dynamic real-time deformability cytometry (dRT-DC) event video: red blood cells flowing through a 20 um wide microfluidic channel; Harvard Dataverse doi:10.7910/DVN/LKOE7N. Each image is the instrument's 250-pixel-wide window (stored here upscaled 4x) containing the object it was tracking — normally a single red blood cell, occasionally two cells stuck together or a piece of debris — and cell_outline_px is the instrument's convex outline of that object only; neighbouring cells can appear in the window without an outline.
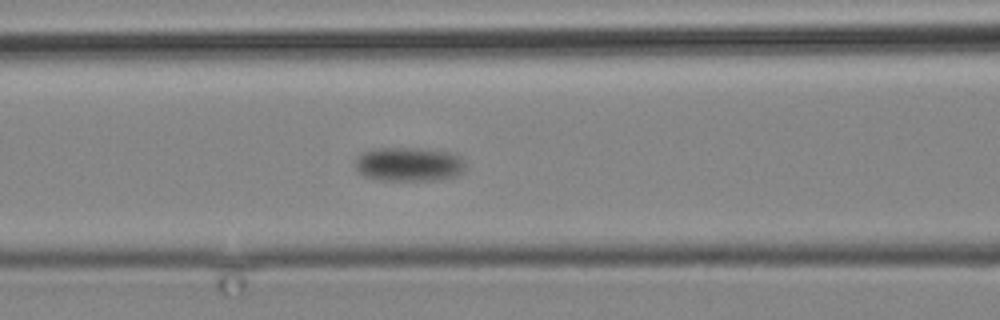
{"species": "common noctule bat (a hibernating species)", "species_latin": "Nyctalus noctula", "temperature_condition": "cold", "stored_images_in_passage": 14, "camera_frame_rate_fps": 3000, "um_per_image_px": 0.085, "animal": {"sex": "male", "body_mass_g": 19.2, "forearm_length_mm": 51.8}, "frame": {"image": 1, "passage_image": 14, "time_ms": 15.667, "image_size_px": [1000, 320], "cell_outline_px": [[464, 168], [460, 176], [436, 180], [380, 180], [364, 176], [356, 168], [356, 160], [364, 152], [376, 148], [416, 148], [456, 152], [464, 160]], "centroid_in_image_um": [34.83, 13.96], "position_along_channel_um": 131.8, "area_um2": 22.02}}